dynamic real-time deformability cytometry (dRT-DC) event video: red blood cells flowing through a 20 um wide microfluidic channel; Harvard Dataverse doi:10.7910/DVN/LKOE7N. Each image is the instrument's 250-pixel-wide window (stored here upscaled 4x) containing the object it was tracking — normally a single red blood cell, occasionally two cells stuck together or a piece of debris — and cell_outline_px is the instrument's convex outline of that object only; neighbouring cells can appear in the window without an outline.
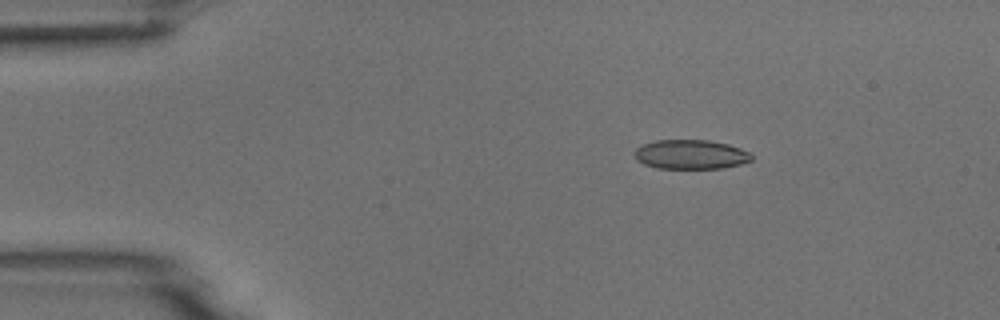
{"species": "common noctule bat (a hibernating species)", "species_latin": "Nyctalus noctula", "temperature_condition": "room temperature", "stored_images_in_passage": 4, "camera_frame_rate_fps": 3000, "um_per_image_px": 0.085, "animal": {"sex": "male", "body_mass_g": 18.8}, "frame": {"image": 1, "passage_image": 3, "time_ms": 2.0, "image_size_px": [1000, 320], "cell_outline_px": [[752, 160], [740, 164], [724, 168], [656, 168], [644, 164], [636, 160], [632, 152], [636, 148], [644, 144], [656, 140], [708, 140], [728, 144], [740, 148], [748, 152], [752, 156]], "centroid_in_image_um": [58.68, 13.13], "position_along_channel_um": 26.3, "area_um2": 20.06}}